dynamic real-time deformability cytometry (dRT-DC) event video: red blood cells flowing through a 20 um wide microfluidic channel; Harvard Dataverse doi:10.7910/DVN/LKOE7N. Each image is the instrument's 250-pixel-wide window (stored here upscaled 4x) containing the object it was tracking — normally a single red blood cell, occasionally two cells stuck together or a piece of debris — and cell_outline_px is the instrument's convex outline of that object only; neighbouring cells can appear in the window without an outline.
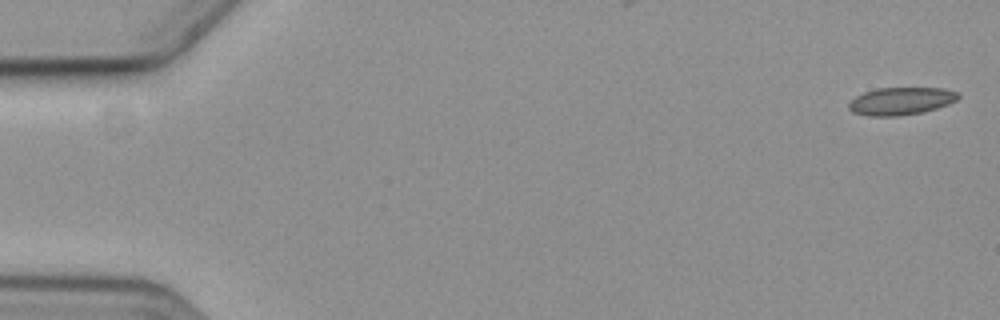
{"species": "common noctule bat (a hibernating species)", "species_latin": "Nyctalus noctula", "temperature_condition": "cold", "stored_images_in_passage": 4, "camera_frame_rate_fps": 3000, "um_per_image_px": 0.085, "animal": {"sex": "female", "body_mass_g": 19.3, "forearm_length_mm": 54.1}, "frame": {"image": 1, "passage_image": 1, "time_ms": 0.0, "image_size_px": [1000, 320], "cell_outline_px": [[960, 96], [956, 100], [948, 104], [924, 112], [896, 116], [868, 116], [852, 112], [848, 108], [848, 104], [856, 96], [864, 92], [876, 88], [944, 88], [960, 92]], "centroid_in_image_um": [76.59, 8.59], "position_along_channel_um": 8.4, "area_um2": 17.69}}